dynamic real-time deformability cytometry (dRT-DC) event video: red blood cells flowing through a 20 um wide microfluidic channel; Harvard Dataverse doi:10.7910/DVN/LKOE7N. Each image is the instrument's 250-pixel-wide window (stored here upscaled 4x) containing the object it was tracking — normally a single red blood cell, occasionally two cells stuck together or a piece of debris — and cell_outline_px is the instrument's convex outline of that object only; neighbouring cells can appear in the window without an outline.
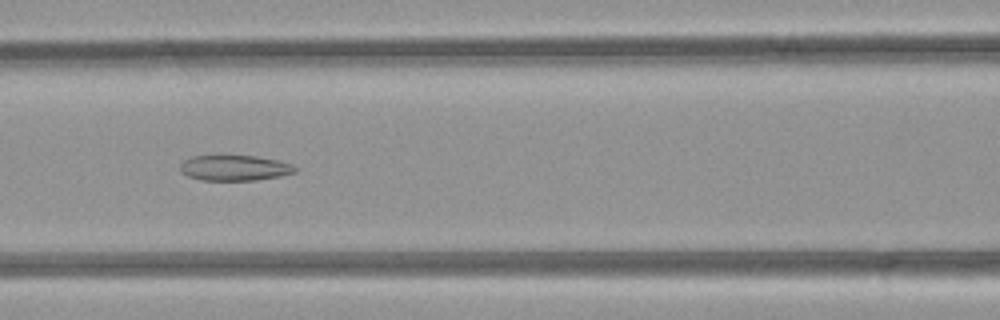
{"species": "common noctule bat (a hibernating species)", "species_latin": "Nyctalus noctula", "temperature_condition": "room temperature", "stored_images_in_passage": 36, "camera_frame_rate_fps": 3000, "um_per_image_px": 0.085, "animal": {"sex": "female", "body_mass_g": 21.9}, "frame": {"image": 1, "passage_image": 7, "time_ms": 2.0, "image_size_px": [1000, 320], "cell_outline_px": [[300, 168], [296, 172], [280, 176], [256, 180], [204, 180], [188, 176], [180, 172], [180, 164], [184, 160], [192, 156], [220, 152], [256, 156], [276, 160], [292, 164]], "centroid_in_image_um": [19.91, 14.22], "position_along_channel_um": 146.7, "area_um2": 17.98}}
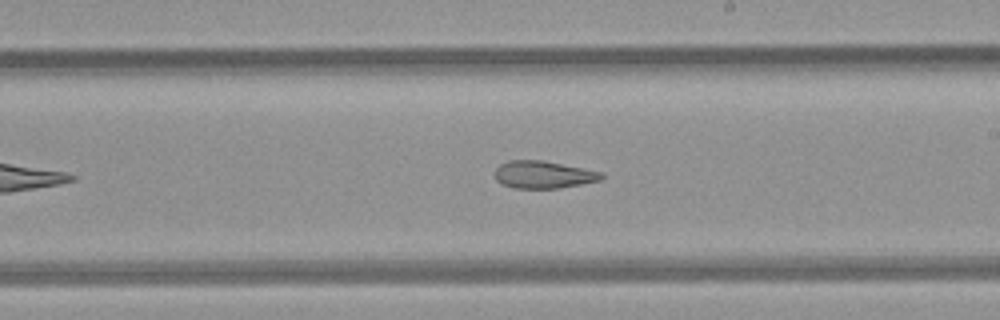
{"frame": {"image": 2, "passage_image": 14, "time_ms": 4.333, "image_size_px": [1000, 320], "cell_outline_px": [[604, 176], [600, 180], [560, 188], [512, 188], [496, 180], [496, 168], [500, 164], [508, 160], [544, 160], [600, 172]], "centroid_in_image_um": [46.16, 14.84], "position_along_channel_um": 242.8, "area_um2": 16.82}}
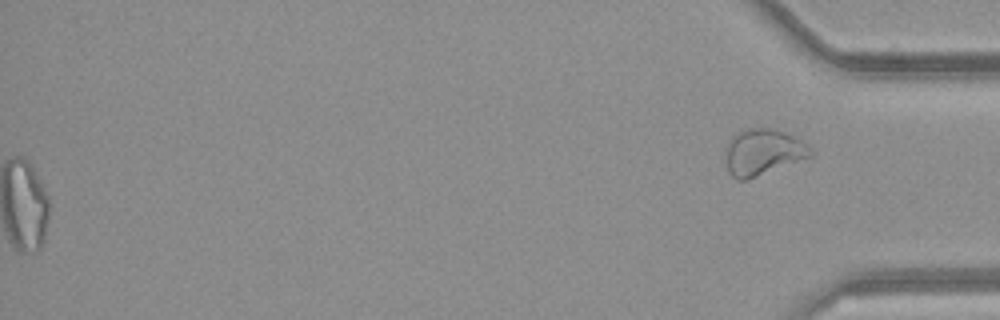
{"frame": {"image": 3, "passage_image": 36, "time_ms": 11.667, "image_size_px": [1000, 320], "cell_outline_px": [[812, 156], [748, 180], [736, 180], [728, 172], [728, 140], [732, 136], [748, 128], [768, 128], [784, 132], [800, 140], [812, 148]], "centroid_in_image_um": [64.87, 12.95], "position_along_channel_um": 370.3, "area_um2": 22.48}, "authors_computed_cell_mechanics": {"area_um2": 19.3341, "velocity_mm_per_s": 4.1366, "shape_relaxation_time_tau1_ms": null, "shape_relaxation_time_tau2_ms": 4.8419, "deformation_change_tau1": null, "deformation_change_tau2": 0.1425}}